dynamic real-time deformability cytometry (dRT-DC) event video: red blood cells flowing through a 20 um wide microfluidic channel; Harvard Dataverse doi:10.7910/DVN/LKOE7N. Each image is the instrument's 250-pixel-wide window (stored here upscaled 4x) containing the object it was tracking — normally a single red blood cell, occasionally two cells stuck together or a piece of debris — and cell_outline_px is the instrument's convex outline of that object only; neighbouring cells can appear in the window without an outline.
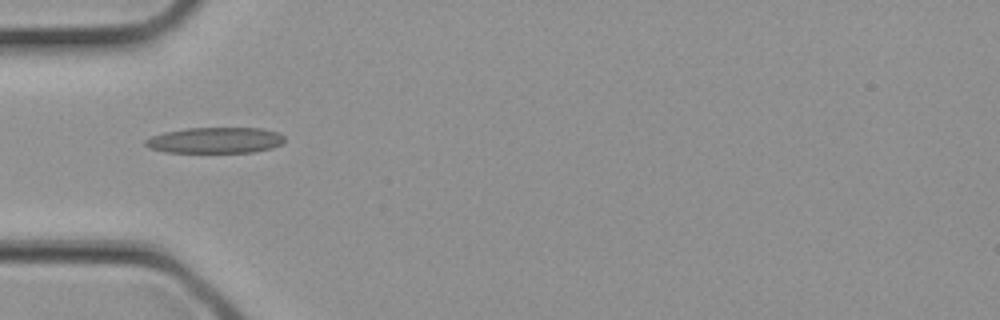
{"species": "common noctule bat (a hibernating species)", "species_latin": "Nyctalus noctula", "temperature_condition": "cold", "stored_images_in_passage": 4, "camera_frame_rate_fps": 3000, "um_per_image_px": 0.085, "animal": {"sex": "female", "body_mass_g": 21.9}, "frame": {"image": 1, "passage_image": 4, "time_ms": 1.0, "image_size_px": [1000, 320], "cell_outline_px": [[284, 140], [280, 144], [272, 148], [252, 152], [164, 152], [148, 148], [144, 144], [144, 140], [152, 136], [164, 132], [188, 128], [264, 128], [280, 132], [284, 136]], "centroid_in_image_um": [18.3, 11.92], "position_along_channel_um": 66.7, "area_um2": 21.1}}